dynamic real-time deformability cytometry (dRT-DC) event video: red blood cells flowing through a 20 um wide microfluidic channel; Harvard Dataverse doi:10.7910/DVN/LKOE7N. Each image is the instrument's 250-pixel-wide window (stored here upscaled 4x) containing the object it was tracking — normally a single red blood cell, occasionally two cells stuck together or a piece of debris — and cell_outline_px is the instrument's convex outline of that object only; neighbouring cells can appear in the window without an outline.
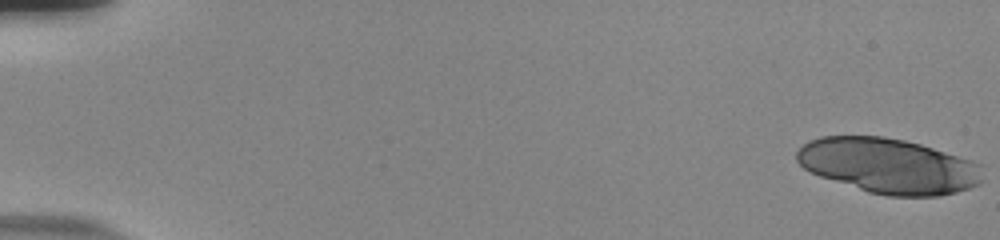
{"species": "human", "species_latin": "Homo sapiens", "temperature_condition": "room temperature", "stored_images_in_passage": 20, "camera_frame_rate_fps": 3000, "um_per_image_px": 0.085, "donor": {"sex": "male"}, "frame": {"image": 1, "passage_image": 1, "time_ms": 0.0, "image_size_px": [1000, 240], "cell_outline_px": [[984, 180], [980, 184], [956, 192], [940, 196], [888, 196], [868, 192], [808, 172], [796, 160], [796, 152], [808, 140], [820, 136], [884, 136], [904, 140], [920, 144], [972, 160], [980, 164]], "centroid_in_image_um": [75.53, 14.09], "position_along_channel_um": 9.5, "area_um2": 59.94}}
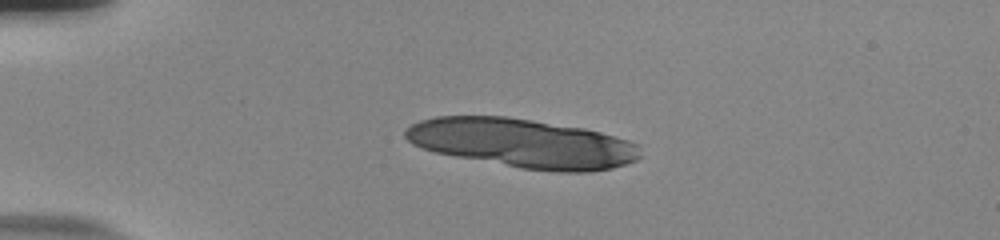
{"frame": {"image": 2, "passage_image": 14, "time_ms": 4.333, "image_size_px": [1000, 240], "cell_outline_px": [[640, 156], [636, 160], [612, 168], [588, 172], [556, 172], [520, 168], [456, 156], [436, 152], [420, 148], [412, 144], [404, 136], [404, 128], [420, 120], [436, 116], [508, 116], [584, 128], [600, 132], [628, 140], [640, 144]], "centroid_in_image_um": [44.41, 12.17], "position_along_channel_um": 40.6, "area_um2": 67.34}}